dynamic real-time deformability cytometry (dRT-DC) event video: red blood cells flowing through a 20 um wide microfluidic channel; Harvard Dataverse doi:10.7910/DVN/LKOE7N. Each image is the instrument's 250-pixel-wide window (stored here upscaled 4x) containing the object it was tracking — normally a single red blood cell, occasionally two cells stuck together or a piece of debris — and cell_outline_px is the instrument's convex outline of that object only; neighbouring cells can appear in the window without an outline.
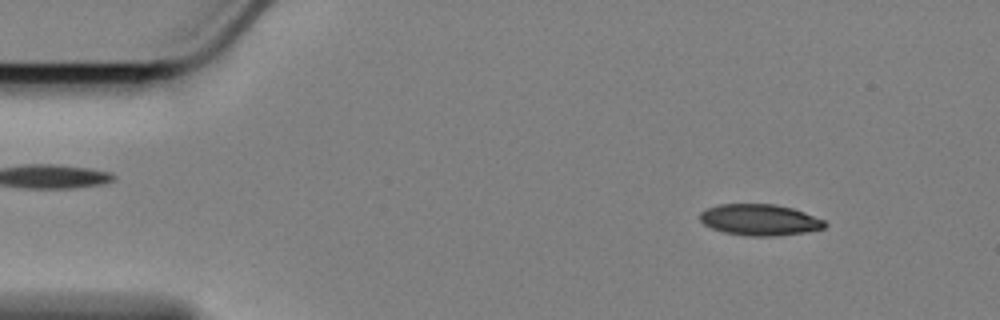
{"species": "Egyptian fruit bat (a non-hibernating species)", "species_latin": "Rousettus aegyptiacus", "temperature_condition": "cold", "stored_images_in_passage": 24, "camera_frame_rate_fps": 3000, "um_per_image_px": 0.085, "animal": {"sex": "female"}, "frame": {"image": 1, "passage_image": 7, "time_ms": 2.0, "image_size_px": [1000, 320], "cell_outline_px": [[828, 224], [824, 228], [804, 232], [772, 236], [752, 236], [724, 232], [712, 228], [704, 224], [700, 220], [700, 212], [708, 208], [720, 204], [776, 204], [792, 208], [804, 212], [824, 220]], "centroid_in_image_um": [64.58, 18.68], "position_along_channel_um": 20.4, "area_um2": 22.54}}
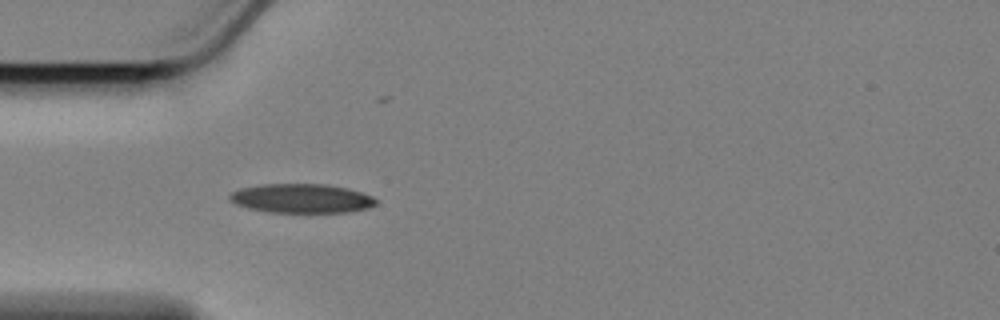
{"frame": {"image": 2, "passage_image": 17, "time_ms": 5.333, "image_size_px": [1000, 320], "cell_outline_px": [[376, 204], [364, 208], [344, 212], [268, 212], [236, 204], [228, 196], [232, 192], [240, 188], [264, 184], [328, 184], [348, 188], [372, 196], [376, 200]], "centroid_in_image_um": [25.63, 16.85], "position_along_channel_um": 59.4, "area_um2": 24.45}}
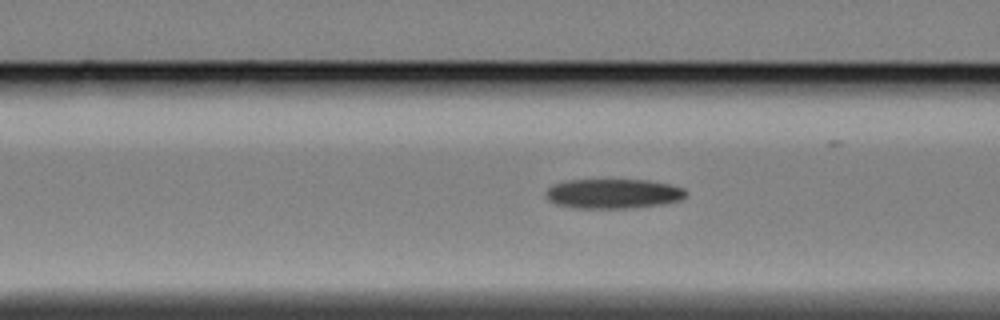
{"frame": {"image": 3, "passage_image": 22, "time_ms": 7.0, "image_size_px": [1000, 320], "cell_outline_px": [[684, 196], [680, 200], [660, 204], [632, 208], [576, 208], [556, 204], [548, 200], [544, 196], [544, 192], [552, 184], [568, 180], [648, 180], [668, 184], [684, 188]], "centroid_in_image_um": [52.04, 16.46], "position_along_channel_um": 114.6, "area_um2": 24.16}}